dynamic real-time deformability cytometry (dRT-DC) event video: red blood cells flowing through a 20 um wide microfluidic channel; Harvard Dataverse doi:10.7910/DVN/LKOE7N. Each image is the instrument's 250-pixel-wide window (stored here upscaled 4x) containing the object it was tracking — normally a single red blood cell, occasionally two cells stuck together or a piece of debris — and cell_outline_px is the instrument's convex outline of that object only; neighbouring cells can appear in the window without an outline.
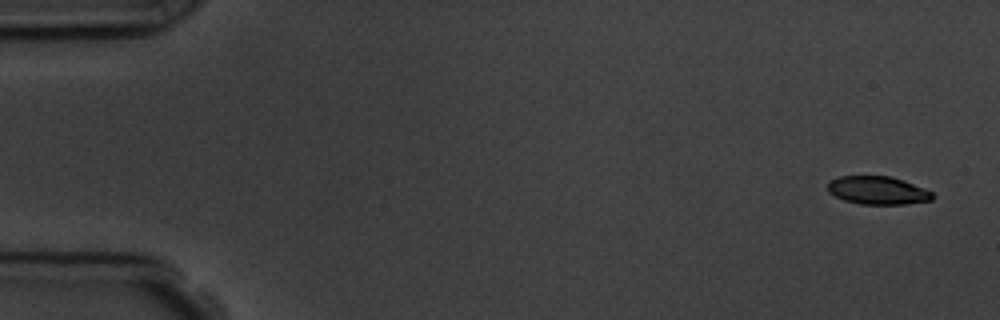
{"species": "common noctule bat (a hibernating species)", "species_latin": "Nyctalus noctula", "temperature_condition": "room temperature", "stored_images_in_passage": 5, "camera_frame_rate_fps": 3000, "um_per_image_px": 0.085, "animal": {"sex": "male", "body_mass_g": 19.5, "forearm_length_mm": 54.6}, "frame": {"image": 1, "passage_image": 1, "time_ms": 0.0, "image_size_px": [1000, 320], "cell_outline_px": [[936, 196], [932, 200], [904, 204], [860, 204], [844, 200], [828, 192], [828, 184], [832, 180], [840, 176], [892, 176], [904, 180], [932, 192]], "centroid_in_image_um": [74.63, 16.18], "position_along_channel_um": 10.4, "area_um2": 17.11}}
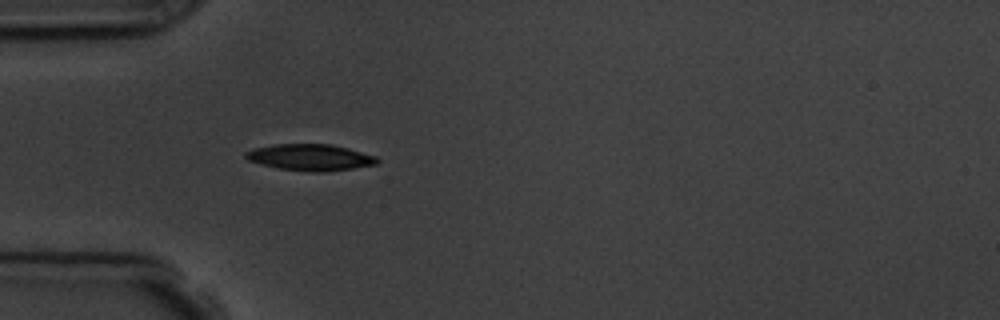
{"frame": {"image": 2, "passage_image": 5, "time_ms": 4.667, "image_size_px": [1000, 320], "cell_outline_px": [[380, 160], [376, 164], [352, 168], [324, 172], [308, 172], [280, 168], [248, 160], [244, 156], [244, 152], [252, 148], [272, 144], [332, 144], [348, 148], [376, 156]], "centroid_in_image_um": [26.36, 13.36], "position_along_channel_um": 58.6, "area_um2": 20.23}}